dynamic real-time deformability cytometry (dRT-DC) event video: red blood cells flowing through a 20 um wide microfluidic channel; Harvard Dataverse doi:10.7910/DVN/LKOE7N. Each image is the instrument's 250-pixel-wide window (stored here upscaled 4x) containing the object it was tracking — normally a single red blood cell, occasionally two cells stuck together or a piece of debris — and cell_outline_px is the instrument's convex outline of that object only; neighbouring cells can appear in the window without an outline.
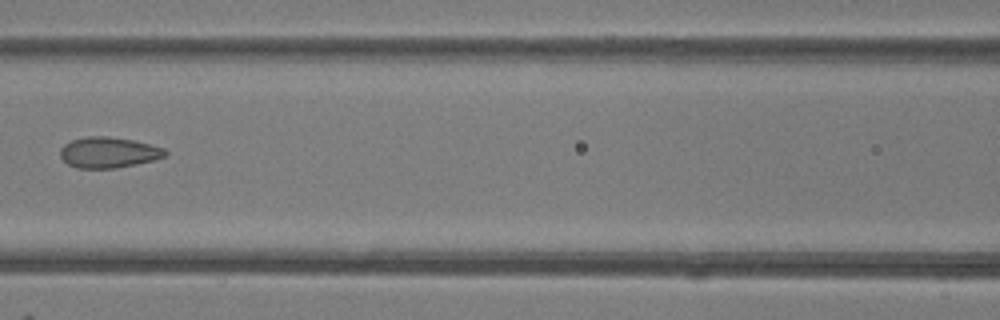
{"species": "common noctule bat (a hibernating species)", "species_latin": "Nyctalus noctula", "temperature_condition": "room temperature", "stored_images_in_passage": 7, "camera_frame_rate_fps": 3000, "um_per_image_px": 0.085, "animal": {"sex": "female"}, "frame": {"image": 1, "passage_image": 6, "time_ms": 6.0, "image_size_px": [1000, 320], "cell_outline_px": [[168, 152], [164, 156], [152, 160], [136, 164], [116, 168], [76, 168], [68, 164], [60, 156], [60, 148], [64, 144], [72, 140], [88, 136], [104, 136], [132, 140], [164, 148]], "centroid_in_image_um": [9.19, 12.96], "position_along_channel_um": 157.4, "area_um2": 18.61}}
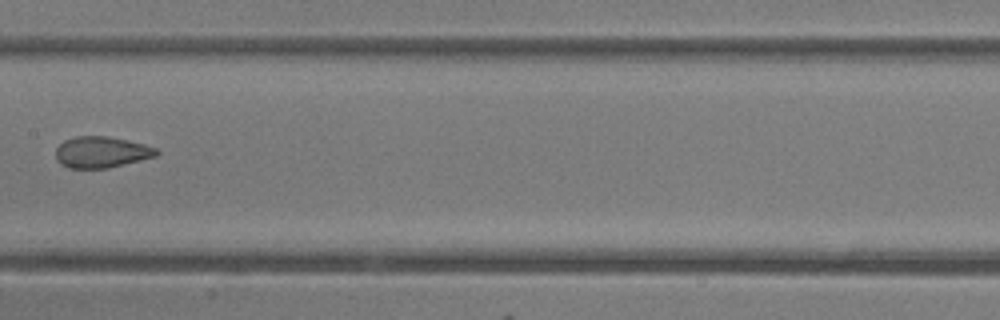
{"frame": {"image": 2, "passage_image": 7, "time_ms": 7.0, "image_size_px": [1000, 320], "cell_outline_px": [[160, 152], [156, 156], [108, 168], [68, 168], [60, 164], [56, 160], [56, 148], [64, 140], [76, 136], [108, 136], [128, 140], [144, 144], [156, 148]], "centroid_in_image_um": [8.6, 12.93], "position_along_channel_um": 198.8, "area_um2": 18.38}}